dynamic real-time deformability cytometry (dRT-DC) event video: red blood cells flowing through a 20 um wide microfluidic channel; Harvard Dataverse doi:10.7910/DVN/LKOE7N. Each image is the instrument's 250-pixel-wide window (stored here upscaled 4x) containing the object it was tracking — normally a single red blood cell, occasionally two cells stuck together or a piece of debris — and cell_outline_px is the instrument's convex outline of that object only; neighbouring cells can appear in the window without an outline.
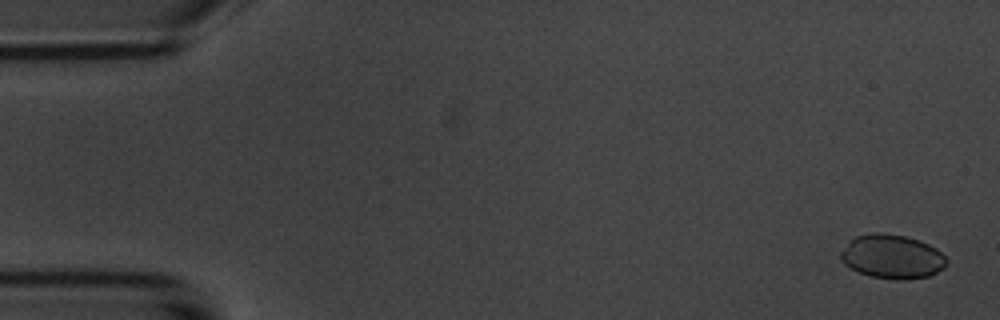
{"species": "common noctule bat (a hibernating species)", "species_latin": "Nyctalus noctula", "temperature_condition": "room temperature", "stored_images_in_passage": 5, "camera_frame_rate_fps": 3000, "um_per_image_px": 0.085, "animal": {"sex": "male", "body_mass_g": 20.1, "forearm_length_mm": 53.5}, "frame": {"image": 1, "passage_image": 1, "time_ms": 0.0, "image_size_px": [1000, 320], "cell_outline_px": [[948, 260], [944, 268], [928, 276], [900, 280], [896, 280], [868, 276], [856, 272], [844, 264], [840, 256], [840, 252], [856, 236], [872, 232], [904, 236], [928, 244], [936, 248]], "centroid_in_image_um": [75.81, 21.83], "position_along_channel_um": 9.2, "area_um2": 26.93}}